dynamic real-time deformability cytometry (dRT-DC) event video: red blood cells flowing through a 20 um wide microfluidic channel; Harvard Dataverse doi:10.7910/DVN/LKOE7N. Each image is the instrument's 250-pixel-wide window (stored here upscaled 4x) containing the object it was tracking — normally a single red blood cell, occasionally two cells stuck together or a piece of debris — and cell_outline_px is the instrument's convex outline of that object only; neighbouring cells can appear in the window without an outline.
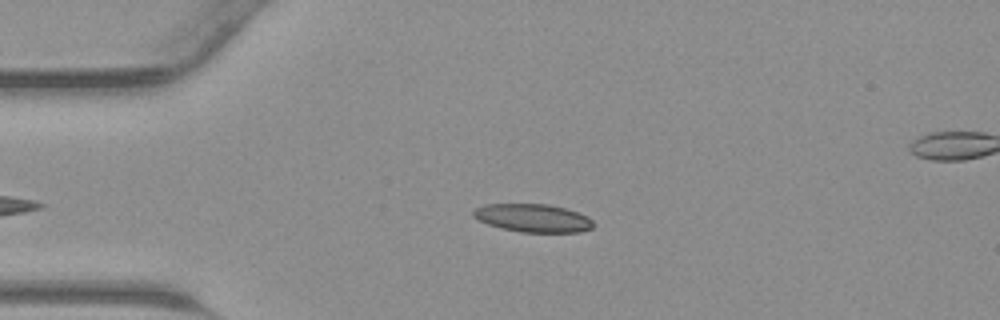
{"species": "common noctule bat (a hibernating species)", "species_latin": "Nyctalus noctula", "temperature_condition": "warm", "stored_images_in_passage": 35, "camera_frame_rate_fps": 3000, "um_per_image_px": 0.085, "animal": {"sex": "male", "body_mass_g": 23.1, "forearm_length_mm": 52.7}, "frame": {"image": 1, "passage_image": 5, "time_ms": 1.333, "image_size_px": [1000, 320], "cell_outline_px": [[592, 228], [580, 232], [520, 232], [500, 228], [488, 224], [472, 216], [472, 212], [476, 208], [484, 204], [548, 204], [564, 208], [588, 216], [592, 220]], "centroid_in_image_um": [45.28, 18.53], "position_along_channel_um": 39.7, "area_um2": 19.59}}
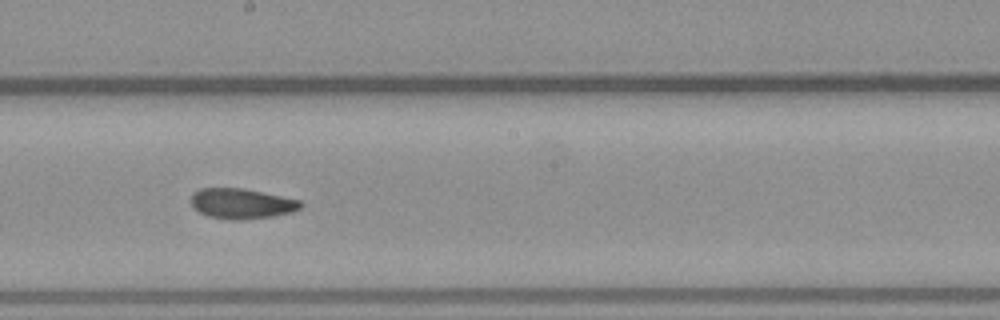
{"frame": {"image": 2, "passage_image": 19, "time_ms": 6.0, "image_size_px": [1000, 320], "cell_outline_px": [[304, 204], [300, 208], [292, 212], [272, 216], [236, 220], [232, 220], [208, 216], [192, 208], [192, 192], [200, 188], [244, 188], [300, 200]], "centroid_in_image_um": [20.52, 17.3], "position_along_channel_um": 227.7, "area_um2": 19.31}}
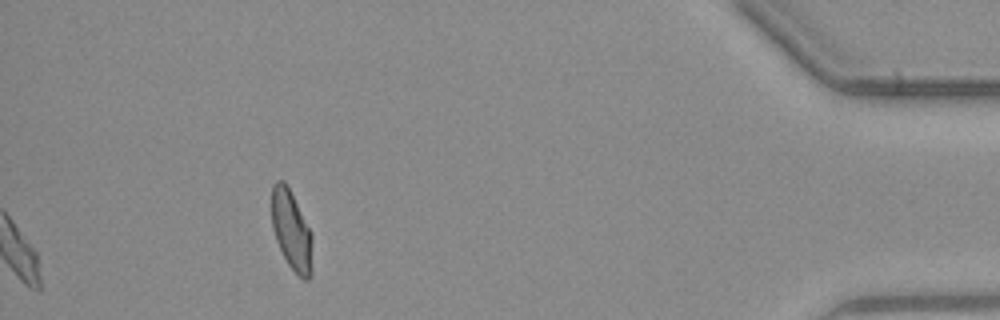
{"frame": {"image": 3, "passage_image": 35, "time_ms": 11.333, "image_size_px": [1000, 320], "cell_outline_px": [[312, 272], [308, 280], [304, 280], [288, 264], [276, 240], [272, 228], [272, 184], [276, 180], [284, 180], [312, 232]], "centroid_in_image_um": [24.78, 19.58], "position_along_channel_um": 410.4, "area_um2": 18.79}}